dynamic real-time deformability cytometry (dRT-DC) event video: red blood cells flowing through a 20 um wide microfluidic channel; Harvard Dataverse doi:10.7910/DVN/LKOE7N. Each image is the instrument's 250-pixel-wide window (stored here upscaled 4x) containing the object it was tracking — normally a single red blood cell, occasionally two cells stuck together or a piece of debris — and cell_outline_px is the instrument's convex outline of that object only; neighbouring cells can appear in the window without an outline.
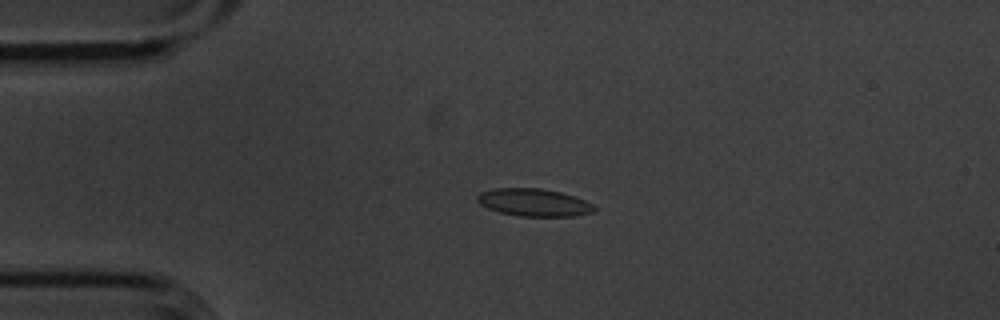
{"species": "common noctule bat (a hibernating species)", "species_latin": "Nyctalus noctula", "temperature_condition": "cold", "stored_images_in_passage": 6, "camera_frame_rate_fps": 3000, "um_per_image_px": 0.085, "animal": {"sex": "male", "body_mass_g": 20.1, "forearm_length_mm": 53.5}, "frame": {"image": 1, "passage_image": 4, "time_ms": 1.0, "image_size_px": [1000, 320], "cell_outline_px": [[596, 208], [592, 212], [572, 216], [520, 216], [500, 212], [488, 208], [480, 204], [476, 200], [476, 196], [480, 192], [496, 188], [540, 188], [560, 192], [584, 200], [592, 204]], "centroid_in_image_um": [45.34, 17.2], "position_along_channel_um": 39.7, "area_um2": 18.61}}
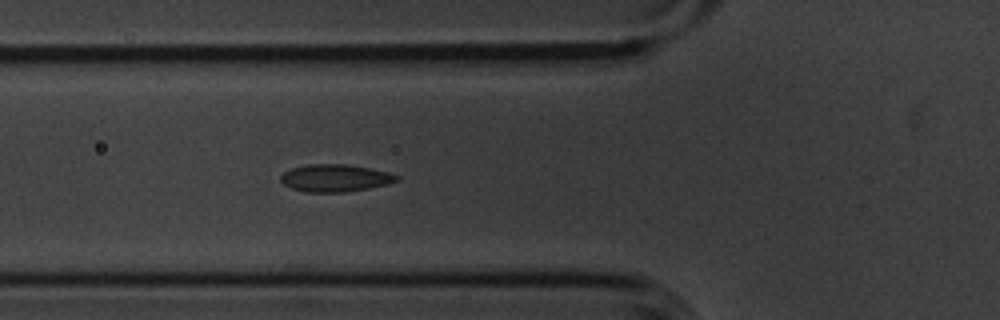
{"frame": {"image": 2, "passage_image": 6, "time_ms": 1.667, "image_size_px": [1000, 320], "cell_outline_px": [[400, 176], [396, 180], [388, 184], [368, 188], [344, 192], [304, 192], [292, 188], [284, 184], [280, 180], [280, 176], [284, 172], [292, 168], [308, 164], [344, 164], [368, 168], [388, 172]], "centroid_in_image_um": [28.46, 15.13], "position_along_channel_um": 97.3, "area_um2": 18.32}}